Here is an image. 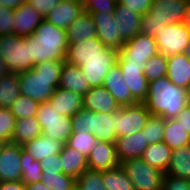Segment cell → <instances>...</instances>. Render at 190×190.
<instances>
[{"mask_svg":"<svg viewBox=\"0 0 190 190\" xmlns=\"http://www.w3.org/2000/svg\"><path fill=\"white\" fill-rule=\"evenodd\" d=\"M21 181L26 184L36 183L42 181L43 172L39 161L33 159V157L23 150L21 154Z\"/></svg>","mask_w":190,"mask_h":190,"instance_id":"obj_36","label":"cell"},{"mask_svg":"<svg viewBox=\"0 0 190 190\" xmlns=\"http://www.w3.org/2000/svg\"><path fill=\"white\" fill-rule=\"evenodd\" d=\"M172 149L164 142L148 145L144 150L142 159L144 162L166 173L169 168Z\"/></svg>","mask_w":190,"mask_h":190,"instance_id":"obj_30","label":"cell"},{"mask_svg":"<svg viewBox=\"0 0 190 190\" xmlns=\"http://www.w3.org/2000/svg\"><path fill=\"white\" fill-rule=\"evenodd\" d=\"M20 95L18 74L10 72L0 77V107H11Z\"/></svg>","mask_w":190,"mask_h":190,"instance_id":"obj_34","label":"cell"},{"mask_svg":"<svg viewBox=\"0 0 190 190\" xmlns=\"http://www.w3.org/2000/svg\"><path fill=\"white\" fill-rule=\"evenodd\" d=\"M91 16L96 26V37L106 48L119 50L124 42L120 39V32H118L113 13L94 12Z\"/></svg>","mask_w":190,"mask_h":190,"instance_id":"obj_14","label":"cell"},{"mask_svg":"<svg viewBox=\"0 0 190 190\" xmlns=\"http://www.w3.org/2000/svg\"><path fill=\"white\" fill-rule=\"evenodd\" d=\"M133 98L143 103L148 95L149 83L143 73L144 67L135 64H118Z\"/></svg>","mask_w":190,"mask_h":190,"instance_id":"obj_18","label":"cell"},{"mask_svg":"<svg viewBox=\"0 0 190 190\" xmlns=\"http://www.w3.org/2000/svg\"><path fill=\"white\" fill-rule=\"evenodd\" d=\"M166 77L179 87L187 89L190 86V60L184 53L167 57Z\"/></svg>","mask_w":190,"mask_h":190,"instance_id":"obj_26","label":"cell"},{"mask_svg":"<svg viewBox=\"0 0 190 190\" xmlns=\"http://www.w3.org/2000/svg\"><path fill=\"white\" fill-rule=\"evenodd\" d=\"M117 2L142 16L148 13L153 0H117Z\"/></svg>","mask_w":190,"mask_h":190,"instance_id":"obj_47","label":"cell"},{"mask_svg":"<svg viewBox=\"0 0 190 190\" xmlns=\"http://www.w3.org/2000/svg\"><path fill=\"white\" fill-rule=\"evenodd\" d=\"M104 48V44L97 37L80 43L68 44L64 61L77 66L86 64V60L101 55Z\"/></svg>","mask_w":190,"mask_h":190,"instance_id":"obj_20","label":"cell"},{"mask_svg":"<svg viewBox=\"0 0 190 190\" xmlns=\"http://www.w3.org/2000/svg\"><path fill=\"white\" fill-rule=\"evenodd\" d=\"M9 73H10V71H9L7 65L5 64L4 60L0 56V77L7 75Z\"/></svg>","mask_w":190,"mask_h":190,"instance_id":"obj_54","label":"cell"},{"mask_svg":"<svg viewBox=\"0 0 190 190\" xmlns=\"http://www.w3.org/2000/svg\"><path fill=\"white\" fill-rule=\"evenodd\" d=\"M116 111L97 113L82 108L72 116L73 133H92L98 141L115 143L116 141Z\"/></svg>","mask_w":190,"mask_h":190,"instance_id":"obj_5","label":"cell"},{"mask_svg":"<svg viewBox=\"0 0 190 190\" xmlns=\"http://www.w3.org/2000/svg\"><path fill=\"white\" fill-rule=\"evenodd\" d=\"M73 190H81L77 185H75Z\"/></svg>","mask_w":190,"mask_h":190,"instance_id":"obj_58","label":"cell"},{"mask_svg":"<svg viewBox=\"0 0 190 190\" xmlns=\"http://www.w3.org/2000/svg\"><path fill=\"white\" fill-rule=\"evenodd\" d=\"M83 108L97 113L111 114L118 110L120 106L112 97L111 93L101 85L90 88L83 95Z\"/></svg>","mask_w":190,"mask_h":190,"instance_id":"obj_21","label":"cell"},{"mask_svg":"<svg viewBox=\"0 0 190 190\" xmlns=\"http://www.w3.org/2000/svg\"><path fill=\"white\" fill-rule=\"evenodd\" d=\"M133 184L134 190H162L165 173L143 159L129 158L120 163Z\"/></svg>","mask_w":190,"mask_h":190,"instance_id":"obj_7","label":"cell"},{"mask_svg":"<svg viewBox=\"0 0 190 190\" xmlns=\"http://www.w3.org/2000/svg\"><path fill=\"white\" fill-rule=\"evenodd\" d=\"M115 145L120 163L129 158L142 157L144 150L148 147L145 134H142V131L116 138Z\"/></svg>","mask_w":190,"mask_h":190,"instance_id":"obj_24","label":"cell"},{"mask_svg":"<svg viewBox=\"0 0 190 190\" xmlns=\"http://www.w3.org/2000/svg\"><path fill=\"white\" fill-rule=\"evenodd\" d=\"M15 9L0 4V36L14 34L13 20Z\"/></svg>","mask_w":190,"mask_h":190,"instance_id":"obj_45","label":"cell"},{"mask_svg":"<svg viewBox=\"0 0 190 190\" xmlns=\"http://www.w3.org/2000/svg\"><path fill=\"white\" fill-rule=\"evenodd\" d=\"M25 0H0V4L7 8L16 9L20 5H22Z\"/></svg>","mask_w":190,"mask_h":190,"instance_id":"obj_52","label":"cell"},{"mask_svg":"<svg viewBox=\"0 0 190 190\" xmlns=\"http://www.w3.org/2000/svg\"><path fill=\"white\" fill-rule=\"evenodd\" d=\"M22 145L13 142L0 147V182L20 181Z\"/></svg>","mask_w":190,"mask_h":190,"instance_id":"obj_13","label":"cell"},{"mask_svg":"<svg viewBox=\"0 0 190 190\" xmlns=\"http://www.w3.org/2000/svg\"><path fill=\"white\" fill-rule=\"evenodd\" d=\"M103 86L121 106L134 105L138 102L133 98L118 64L112 67L105 76Z\"/></svg>","mask_w":190,"mask_h":190,"instance_id":"obj_17","label":"cell"},{"mask_svg":"<svg viewBox=\"0 0 190 190\" xmlns=\"http://www.w3.org/2000/svg\"><path fill=\"white\" fill-rule=\"evenodd\" d=\"M62 173L77 179L88 168L87 157L66 144L60 152Z\"/></svg>","mask_w":190,"mask_h":190,"instance_id":"obj_29","label":"cell"},{"mask_svg":"<svg viewBox=\"0 0 190 190\" xmlns=\"http://www.w3.org/2000/svg\"><path fill=\"white\" fill-rule=\"evenodd\" d=\"M68 44L84 42L96 37V26L90 13L83 11L66 30Z\"/></svg>","mask_w":190,"mask_h":190,"instance_id":"obj_28","label":"cell"},{"mask_svg":"<svg viewBox=\"0 0 190 190\" xmlns=\"http://www.w3.org/2000/svg\"><path fill=\"white\" fill-rule=\"evenodd\" d=\"M59 87L81 95H85L90 90L87 78L82 73L80 67L65 61L62 65Z\"/></svg>","mask_w":190,"mask_h":190,"instance_id":"obj_27","label":"cell"},{"mask_svg":"<svg viewBox=\"0 0 190 190\" xmlns=\"http://www.w3.org/2000/svg\"><path fill=\"white\" fill-rule=\"evenodd\" d=\"M158 51L165 57L184 53L190 43V30L181 23L166 25L155 37Z\"/></svg>","mask_w":190,"mask_h":190,"instance_id":"obj_11","label":"cell"},{"mask_svg":"<svg viewBox=\"0 0 190 190\" xmlns=\"http://www.w3.org/2000/svg\"><path fill=\"white\" fill-rule=\"evenodd\" d=\"M26 190H51L41 181L31 184H26Z\"/></svg>","mask_w":190,"mask_h":190,"instance_id":"obj_53","label":"cell"},{"mask_svg":"<svg viewBox=\"0 0 190 190\" xmlns=\"http://www.w3.org/2000/svg\"><path fill=\"white\" fill-rule=\"evenodd\" d=\"M61 0H27V2L44 17L57 6Z\"/></svg>","mask_w":190,"mask_h":190,"instance_id":"obj_49","label":"cell"},{"mask_svg":"<svg viewBox=\"0 0 190 190\" xmlns=\"http://www.w3.org/2000/svg\"><path fill=\"white\" fill-rule=\"evenodd\" d=\"M113 15L118 27V32H120V39L123 42L139 34L141 15L119 3H117Z\"/></svg>","mask_w":190,"mask_h":190,"instance_id":"obj_23","label":"cell"},{"mask_svg":"<svg viewBox=\"0 0 190 190\" xmlns=\"http://www.w3.org/2000/svg\"><path fill=\"white\" fill-rule=\"evenodd\" d=\"M165 174L190 181V144L172 150Z\"/></svg>","mask_w":190,"mask_h":190,"instance_id":"obj_31","label":"cell"},{"mask_svg":"<svg viewBox=\"0 0 190 190\" xmlns=\"http://www.w3.org/2000/svg\"><path fill=\"white\" fill-rule=\"evenodd\" d=\"M0 56L12 73H22L32 69L31 45L24 36L1 35Z\"/></svg>","mask_w":190,"mask_h":190,"instance_id":"obj_6","label":"cell"},{"mask_svg":"<svg viewBox=\"0 0 190 190\" xmlns=\"http://www.w3.org/2000/svg\"><path fill=\"white\" fill-rule=\"evenodd\" d=\"M143 103L151 115L172 119L187 106L186 89L173 84L165 76L149 83Z\"/></svg>","mask_w":190,"mask_h":190,"instance_id":"obj_3","label":"cell"},{"mask_svg":"<svg viewBox=\"0 0 190 190\" xmlns=\"http://www.w3.org/2000/svg\"><path fill=\"white\" fill-rule=\"evenodd\" d=\"M97 142V138L92 133L80 132L72 133L65 144L88 157Z\"/></svg>","mask_w":190,"mask_h":190,"instance_id":"obj_39","label":"cell"},{"mask_svg":"<svg viewBox=\"0 0 190 190\" xmlns=\"http://www.w3.org/2000/svg\"><path fill=\"white\" fill-rule=\"evenodd\" d=\"M40 164L43 173H62L60 153L46 157Z\"/></svg>","mask_w":190,"mask_h":190,"instance_id":"obj_48","label":"cell"},{"mask_svg":"<svg viewBox=\"0 0 190 190\" xmlns=\"http://www.w3.org/2000/svg\"><path fill=\"white\" fill-rule=\"evenodd\" d=\"M187 107H190V86L186 89Z\"/></svg>","mask_w":190,"mask_h":190,"instance_id":"obj_56","label":"cell"},{"mask_svg":"<svg viewBox=\"0 0 190 190\" xmlns=\"http://www.w3.org/2000/svg\"><path fill=\"white\" fill-rule=\"evenodd\" d=\"M162 190H190V181L165 174Z\"/></svg>","mask_w":190,"mask_h":190,"instance_id":"obj_46","label":"cell"},{"mask_svg":"<svg viewBox=\"0 0 190 190\" xmlns=\"http://www.w3.org/2000/svg\"><path fill=\"white\" fill-rule=\"evenodd\" d=\"M42 134L41 127L36 116L15 120L12 142L23 145Z\"/></svg>","mask_w":190,"mask_h":190,"instance_id":"obj_32","label":"cell"},{"mask_svg":"<svg viewBox=\"0 0 190 190\" xmlns=\"http://www.w3.org/2000/svg\"><path fill=\"white\" fill-rule=\"evenodd\" d=\"M102 179L106 190H134L132 182L121 165L102 171Z\"/></svg>","mask_w":190,"mask_h":190,"instance_id":"obj_35","label":"cell"},{"mask_svg":"<svg viewBox=\"0 0 190 190\" xmlns=\"http://www.w3.org/2000/svg\"><path fill=\"white\" fill-rule=\"evenodd\" d=\"M44 20V16L35 10L27 1L14 12L13 31L15 35L29 36Z\"/></svg>","mask_w":190,"mask_h":190,"instance_id":"obj_19","label":"cell"},{"mask_svg":"<svg viewBox=\"0 0 190 190\" xmlns=\"http://www.w3.org/2000/svg\"><path fill=\"white\" fill-rule=\"evenodd\" d=\"M48 102L62 116H74L83 108V95L57 87Z\"/></svg>","mask_w":190,"mask_h":190,"instance_id":"obj_22","label":"cell"},{"mask_svg":"<svg viewBox=\"0 0 190 190\" xmlns=\"http://www.w3.org/2000/svg\"><path fill=\"white\" fill-rule=\"evenodd\" d=\"M15 116L9 108L0 107V141L3 143L12 142L15 126Z\"/></svg>","mask_w":190,"mask_h":190,"instance_id":"obj_43","label":"cell"},{"mask_svg":"<svg viewBox=\"0 0 190 190\" xmlns=\"http://www.w3.org/2000/svg\"><path fill=\"white\" fill-rule=\"evenodd\" d=\"M84 11L82 1L61 0L44 19L58 28L67 30L72 22Z\"/></svg>","mask_w":190,"mask_h":190,"instance_id":"obj_15","label":"cell"},{"mask_svg":"<svg viewBox=\"0 0 190 190\" xmlns=\"http://www.w3.org/2000/svg\"><path fill=\"white\" fill-rule=\"evenodd\" d=\"M36 119L41 127L42 134L64 144L73 133L72 117L60 115L49 102H40Z\"/></svg>","mask_w":190,"mask_h":190,"instance_id":"obj_8","label":"cell"},{"mask_svg":"<svg viewBox=\"0 0 190 190\" xmlns=\"http://www.w3.org/2000/svg\"><path fill=\"white\" fill-rule=\"evenodd\" d=\"M184 54H185L186 57L190 60V43H189L188 46L185 48Z\"/></svg>","mask_w":190,"mask_h":190,"instance_id":"obj_57","label":"cell"},{"mask_svg":"<svg viewBox=\"0 0 190 190\" xmlns=\"http://www.w3.org/2000/svg\"><path fill=\"white\" fill-rule=\"evenodd\" d=\"M175 119L182 125L186 131L190 134V107H185L176 117Z\"/></svg>","mask_w":190,"mask_h":190,"instance_id":"obj_50","label":"cell"},{"mask_svg":"<svg viewBox=\"0 0 190 190\" xmlns=\"http://www.w3.org/2000/svg\"><path fill=\"white\" fill-rule=\"evenodd\" d=\"M118 57L119 50L105 47L101 55L86 60V64L79 65L90 88L103 85L105 76L117 64Z\"/></svg>","mask_w":190,"mask_h":190,"instance_id":"obj_12","label":"cell"},{"mask_svg":"<svg viewBox=\"0 0 190 190\" xmlns=\"http://www.w3.org/2000/svg\"><path fill=\"white\" fill-rule=\"evenodd\" d=\"M148 83L167 75V57L163 54L152 56L145 64L143 71Z\"/></svg>","mask_w":190,"mask_h":190,"instance_id":"obj_38","label":"cell"},{"mask_svg":"<svg viewBox=\"0 0 190 190\" xmlns=\"http://www.w3.org/2000/svg\"><path fill=\"white\" fill-rule=\"evenodd\" d=\"M0 190H26V185L21 180L0 182Z\"/></svg>","mask_w":190,"mask_h":190,"instance_id":"obj_51","label":"cell"},{"mask_svg":"<svg viewBox=\"0 0 190 190\" xmlns=\"http://www.w3.org/2000/svg\"><path fill=\"white\" fill-rule=\"evenodd\" d=\"M63 63L64 61H45L26 72L18 73L21 94L38 102H48L59 87Z\"/></svg>","mask_w":190,"mask_h":190,"instance_id":"obj_1","label":"cell"},{"mask_svg":"<svg viewBox=\"0 0 190 190\" xmlns=\"http://www.w3.org/2000/svg\"><path fill=\"white\" fill-rule=\"evenodd\" d=\"M39 104L40 102L21 94L9 109L15 119H22L36 116Z\"/></svg>","mask_w":190,"mask_h":190,"instance_id":"obj_37","label":"cell"},{"mask_svg":"<svg viewBox=\"0 0 190 190\" xmlns=\"http://www.w3.org/2000/svg\"><path fill=\"white\" fill-rule=\"evenodd\" d=\"M76 185L81 190H106L104 188L102 171L85 169L76 179Z\"/></svg>","mask_w":190,"mask_h":190,"instance_id":"obj_42","label":"cell"},{"mask_svg":"<svg viewBox=\"0 0 190 190\" xmlns=\"http://www.w3.org/2000/svg\"><path fill=\"white\" fill-rule=\"evenodd\" d=\"M150 115L144 103L121 106L116 110V137L129 136L142 131Z\"/></svg>","mask_w":190,"mask_h":190,"instance_id":"obj_10","label":"cell"},{"mask_svg":"<svg viewBox=\"0 0 190 190\" xmlns=\"http://www.w3.org/2000/svg\"><path fill=\"white\" fill-rule=\"evenodd\" d=\"M163 141L174 150L190 144V134L175 118L165 119Z\"/></svg>","mask_w":190,"mask_h":190,"instance_id":"obj_33","label":"cell"},{"mask_svg":"<svg viewBox=\"0 0 190 190\" xmlns=\"http://www.w3.org/2000/svg\"><path fill=\"white\" fill-rule=\"evenodd\" d=\"M158 47L154 37L137 34L124 42L119 49L117 64H135L145 66L146 62L158 54Z\"/></svg>","mask_w":190,"mask_h":190,"instance_id":"obj_9","label":"cell"},{"mask_svg":"<svg viewBox=\"0 0 190 190\" xmlns=\"http://www.w3.org/2000/svg\"><path fill=\"white\" fill-rule=\"evenodd\" d=\"M183 23L190 30V1L188 3Z\"/></svg>","mask_w":190,"mask_h":190,"instance_id":"obj_55","label":"cell"},{"mask_svg":"<svg viewBox=\"0 0 190 190\" xmlns=\"http://www.w3.org/2000/svg\"><path fill=\"white\" fill-rule=\"evenodd\" d=\"M190 0H153L148 13L141 16L140 34L156 37L166 25L184 21Z\"/></svg>","mask_w":190,"mask_h":190,"instance_id":"obj_4","label":"cell"},{"mask_svg":"<svg viewBox=\"0 0 190 190\" xmlns=\"http://www.w3.org/2000/svg\"><path fill=\"white\" fill-rule=\"evenodd\" d=\"M51 190H73L76 179L64 173H43L41 181Z\"/></svg>","mask_w":190,"mask_h":190,"instance_id":"obj_41","label":"cell"},{"mask_svg":"<svg viewBox=\"0 0 190 190\" xmlns=\"http://www.w3.org/2000/svg\"><path fill=\"white\" fill-rule=\"evenodd\" d=\"M165 119L158 115H150L142 134H145L148 145L163 141Z\"/></svg>","mask_w":190,"mask_h":190,"instance_id":"obj_40","label":"cell"},{"mask_svg":"<svg viewBox=\"0 0 190 190\" xmlns=\"http://www.w3.org/2000/svg\"><path fill=\"white\" fill-rule=\"evenodd\" d=\"M64 145L59 140L41 134L33 140L25 142L22 147L34 160L41 162L46 157L60 153Z\"/></svg>","mask_w":190,"mask_h":190,"instance_id":"obj_25","label":"cell"},{"mask_svg":"<svg viewBox=\"0 0 190 190\" xmlns=\"http://www.w3.org/2000/svg\"><path fill=\"white\" fill-rule=\"evenodd\" d=\"M31 45L32 68L45 61H64L68 46L66 30L58 28L45 19L29 36H24Z\"/></svg>","mask_w":190,"mask_h":190,"instance_id":"obj_2","label":"cell"},{"mask_svg":"<svg viewBox=\"0 0 190 190\" xmlns=\"http://www.w3.org/2000/svg\"><path fill=\"white\" fill-rule=\"evenodd\" d=\"M117 0H82L84 11L87 13L102 12V13H113Z\"/></svg>","mask_w":190,"mask_h":190,"instance_id":"obj_44","label":"cell"},{"mask_svg":"<svg viewBox=\"0 0 190 190\" xmlns=\"http://www.w3.org/2000/svg\"><path fill=\"white\" fill-rule=\"evenodd\" d=\"M87 163L89 169L97 171L119 166L115 143L98 141L87 157Z\"/></svg>","mask_w":190,"mask_h":190,"instance_id":"obj_16","label":"cell"}]
</instances>
